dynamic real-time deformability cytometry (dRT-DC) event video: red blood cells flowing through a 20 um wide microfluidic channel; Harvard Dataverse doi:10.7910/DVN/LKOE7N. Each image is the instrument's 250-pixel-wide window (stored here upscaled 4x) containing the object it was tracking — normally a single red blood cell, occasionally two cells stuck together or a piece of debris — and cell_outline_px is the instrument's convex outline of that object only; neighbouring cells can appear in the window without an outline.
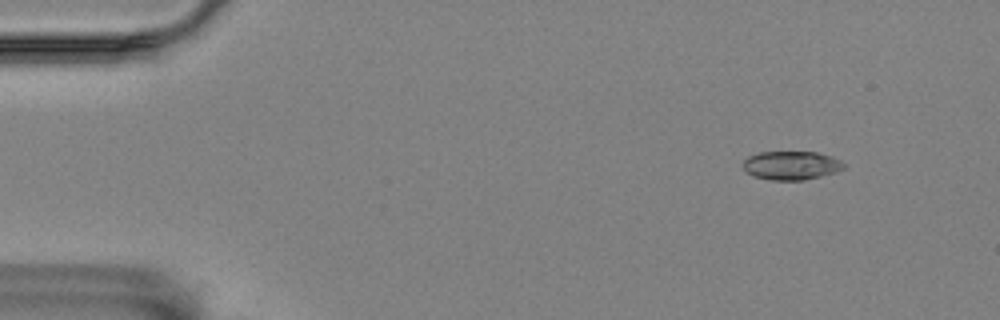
{"species": "Egyptian fruit bat (a non-hibernating species)", "species_latin": "Rousettus aegyptiacus", "temperature_condition": "room temperature", "stored_images_in_passage": 4, "camera_frame_rate_fps": 3000, "um_per_image_px": 0.085, "animal": {"sex": "female"}, "frame": {"image": 1, "passage_image": 1, "time_ms": 0.0, "image_size_px": [1000, 320], "cell_outline_px": [[844, 168], [836, 172], [804, 180], [772, 180], [752, 176], [740, 164], [748, 156], [760, 152], [816, 152], [832, 156], [840, 160], [844, 164]], "centroid_in_image_um": [67.24, 14.06], "position_along_channel_um": 17.8, "area_um2": 16.88}}
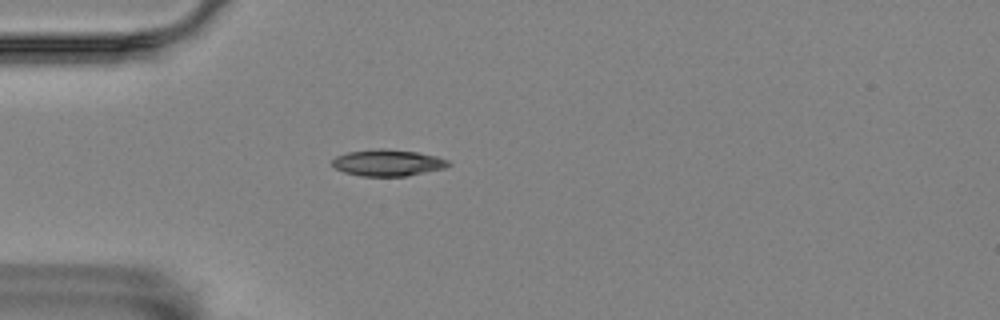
{"frame": {"image": 2, "passage_image": 4, "time_ms": 1.0, "image_size_px": [1000, 320], "cell_outline_px": [[452, 164], [444, 168], [404, 176], [360, 176], [344, 172], [336, 168], [332, 164], [332, 160], [336, 156], [348, 152], [380, 148], [416, 152], [436, 156], [448, 160]], "centroid_in_image_um": [32.95, 13.83], "position_along_channel_um": 52.1, "area_um2": 17.74}}